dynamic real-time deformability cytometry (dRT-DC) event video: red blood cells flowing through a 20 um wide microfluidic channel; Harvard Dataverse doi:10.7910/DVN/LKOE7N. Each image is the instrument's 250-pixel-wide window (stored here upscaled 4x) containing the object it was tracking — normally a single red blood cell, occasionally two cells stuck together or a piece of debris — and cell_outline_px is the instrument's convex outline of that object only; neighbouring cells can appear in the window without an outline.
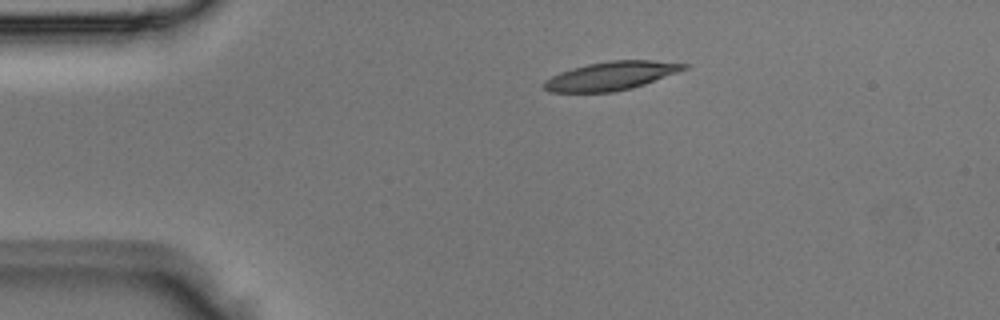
{"species": "Egyptian fruit bat (a non-hibernating species)", "species_latin": "Rousettus aegyptiacus", "temperature_condition": "room temperature", "stored_images_in_passage": 3, "camera_frame_rate_fps": 3000, "um_per_image_px": 0.085, "animal": {"sex": "male"}, "frame": {"image": 1, "passage_image": 3, "time_ms": 0.667, "image_size_px": [1000, 320], "cell_outline_px": [[688, 68], [644, 84], [632, 88], [616, 92], [548, 92], [544, 88], [544, 80], [560, 72], [572, 68], [588, 64], [612, 60], [652, 60], [688, 64]], "centroid_in_image_um": [51.92, 6.45], "position_along_channel_um": 33.1, "area_um2": 23.12}}